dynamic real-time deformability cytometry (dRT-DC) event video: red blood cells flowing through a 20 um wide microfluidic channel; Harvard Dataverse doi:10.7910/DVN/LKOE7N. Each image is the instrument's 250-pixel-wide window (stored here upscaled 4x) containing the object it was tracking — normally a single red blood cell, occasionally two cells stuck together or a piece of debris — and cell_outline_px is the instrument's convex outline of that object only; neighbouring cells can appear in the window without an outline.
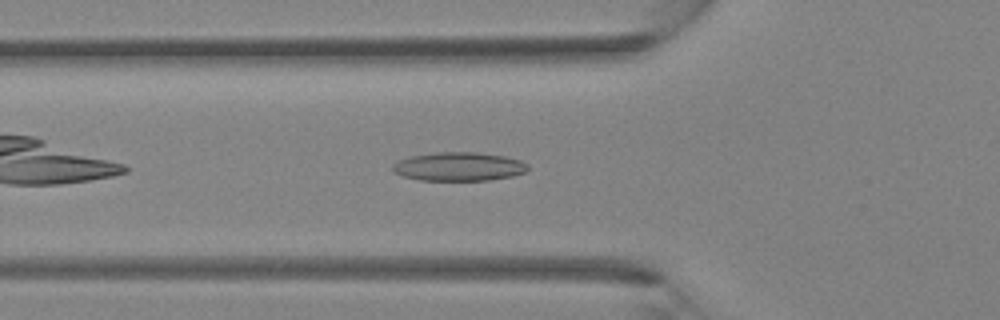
{"species": "Egyptian fruit bat (a non-hibernating species)", "species_latin": "Rousettus aegyptiacus", "temperature_condition": "room temperature", "stored_images_in_passage": 27, "camera_frame_rate_fps": 3000, "um_per_image_px": 0.085, "animal": {"sex": "female"}, "frame": {"image": 1, "passage_image": 4, "time_ms": 1.0, "image_size_px": [1000, 320], "cell_outline_px": [[528, 168], [524, 172], [512, 176], [488, 180], [420, 180], [404, 176], [392, 172], [392, 164], [408, 156], [436, 152], [476, 152], [504, 156], [520, 160], [528, 164]], "centroid_in_image_um": [38.97, 14.15], "position_along_channel_um": 86.8, "area_um2": 22.6}}
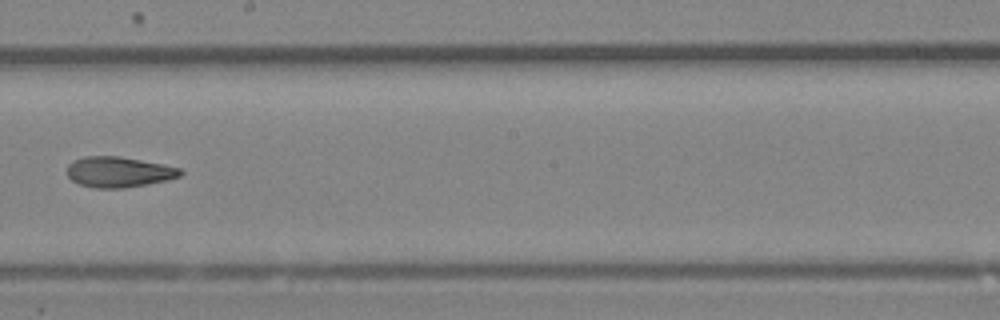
{"frame": {"image": 2, "passage_image": 13, "time_ms": 4.0, "image_size_px": [1000, 320], "cell_outline_px": [[184, 172], [180, 176], [148, 184], [124, 188], [92, 188], [80, 184], [72, 180], [68, 176], [68, 164], [72, 160], [84, 156], [120, 156], [164, 164], [180, 168]], "centroid_in_image_um": [10.08, 14.61], "position_along_channel_um": 238.1, "area_um2": 20.23}}
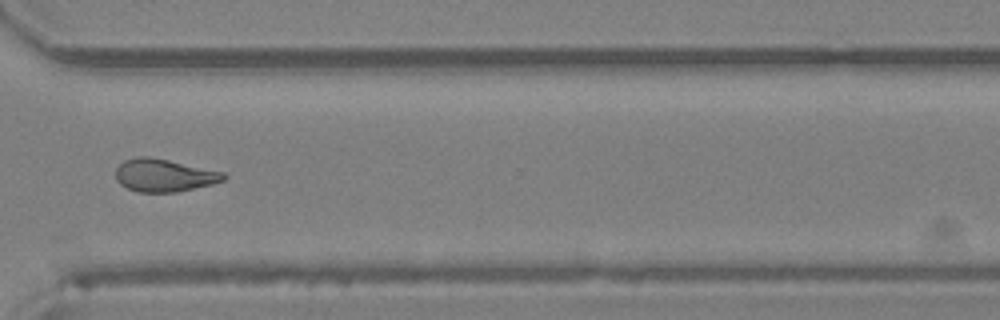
{"frame": {"image": 3, "passage_image": 20, "time_ms": 6.333, "image_size_px": [1000, 320], "cell_outline_px": [[228, 176], [224, 180], [212, 184], [176, 192], [140, 192], [128, 188], [120, 184], [116, 180], [116, 168], [124, 160], [136, 156], [148, 156], [168, 160], [224, 172]], "centroid_in_image_um": [13.94, 14.9], "position_along_channel_um": 356.7, "area_um2": 20.52}}